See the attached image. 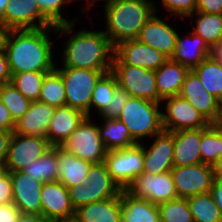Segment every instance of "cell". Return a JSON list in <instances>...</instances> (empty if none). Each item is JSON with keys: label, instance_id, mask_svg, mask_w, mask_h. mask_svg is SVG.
<instances>
[{"label": "cell", "instance_id": "25", "mask_svg": "<svg viewBox=\"0 0 222 222\" xmlns=\"http://www.w3.org/2000/svg\"><path fill=\"white\" fill-rule=\"evenodd\" d=\"M209 46L198 35L189 32L185 37L178 34L172 60L192 70L208 57Z\"/></svg>", "mask_w": 222, "mask_h": 222}, {"label": "cell", "instance_id": "52", "mask_svg": "<svg viewBox=\"0 0 222 222\" xmlns=\"http://www.w3.org/2000/svg\"><path fill=\"white\" fill-rule=\"evenodd\" d=\"M19 222H47L43 219V216L35 213H22L19 218Z\"/></svg>", "mask_w": 222, "mask_h": 222}, {"label": "cell", "instance_id": "23", "mask_svg": "<svg viewBox=\"0 0 222 222\" xmlns=\"http://www.w3.org/2000/svg\"><path fill=\"white\" fill-rule=\"evenodd\" d=\"M74 219L77 222H121L120 195L79 207L75 210Z\"/></svg>", "mask_w": 222, "mask_h": 222}, {"label": "cell", "instance_id": "34", "mask_svg": "<svg viewBox=\"0 0 222 222\" xmlns=\"http://www.w3.org/2000/svg\"><path fill=\"white\" fill-rule=\"evenodd\" d=\"M38 101L53 107L66 105L63 79L55 69L45 76Z\"/></svg>", "mask_w": 222, "mask_h": 222}, {"label": "cell", "instance_id": "40", "mask_svg": "<svg viewBox=\"0 0 222 222\" xmlns=\"http://www.w3.org/2000/svg\"><path fill=\"white\" fill-rule=\"evenodd\" d=\"M40 12L54 25H62L72 22H78L77 19L68 20L64 18L62 12L64 6L71 4L74 0H35Z\"/></svg>", "mask_w": 222, "mask_h": 222}, {"label": "cell", "instance_id": "21", "mask_svg": "<svg viewBox=\"0 0 222 222\" xmlns=\"http://www.w3.org/2000/svg\"><path fill=\"white\" fill-rule=\"evenodd\" d=\"M55 107L33 101L25 114L16 121L14 133L47 138V129L54 115Z\"/></svg>", "mask_w": 222, "mask_h": 222}, {"label": "cell", "instance_id": "12", "mask_svg": "<svg viewBox=\"0 0 222 222\" xmlns=\"http://www.w3.org/2000/svg\"><path fill=\"white\" fill-rule=\"evenodd\" d=\"M52 146L46 137L27 136L14 133L5 160V171H21L39 159Z\"/></svg>", "mask_w": 222, "mask_h": 222}, {"label": "cell", "instance_id": "51", "mask_svg": "<svg viewBox=\"0 0 222 222\" xmlns=\"http://www.w3.org/2000/svg\"><path fill=\"white\" fill-rule=\"evenodd\" d=\"M208 57L222 65V41L209 46Z\"/></svg>", "mask_w": 222, "mask_h": 222}, {"label": "cell", "instance_id": "49", "mask_svg": "<svg viewBox=\"0 0 222 222\" xmlns=\"http://www.w3.org/2000/svg\"><path fill=\"white\" fill-rule=\"evenodd\" d=\"M13 132H7L0 130V162L5 165L7 152L9 149L10 141L12 139Z\"/></svg>", "mask_w": 222, "mask_h": 222}, {"label": "cell", "instance_id": "20", "mask_svg": "<svg viewBox=\"0 0 222 222\" xmlns=\"http://www.w3.org/2000/svg\"><path fill=\"white\" fill-rule=\"evenodd\" d=\"M86 117L81 110L68 105L55 107L54 115L47 129V139L51 146H61Z\"/></svg>", "mask_w": 222, "mask_h": 222}, {"label": "cell", "instance_id": "14", "mask_svg": "<svg viewBox=\"0 0 222 222\" xmlns=\"http://www.w3.org/2000/svg\"><path fill=\"white\" fill-rule=\"evenodd\" d=\"M41 215L47 222L74 219L69 190L60 181L46 182L41 190Z\"/></svg>", "mask_w": 222, "mask_h": 222}, {"label": "cell", "instance_id": "30", "mask_svg": "<svg viewBox=\"0 0 222 222\" xmlns=\"http://www.w3.org/2000/svg\"><path fill=\"white\" fill-rule=\"evenodd\" d=\"M187 18L190 21L195 19V25L192 24L194 27L191 32L200 36L208 46L222 41V14L195 11Z\"/></svg>", "mask_w": 222, "mask_h": 222}, {"label": "cell", "instance_id": "53", "mask_svg": "<svg viewBox=\"0 0 222 222\" xmlns=\"http://www.w3.org/2000/svg\"><path fill=\"white\" fill-rule=\"evenodd\" d=\"M212 166L214 172V180L222 181V155Z\"/></svg>", "mask_w": 222, "mask_h": 222}, {"label": "cell", "instance_id": "31", "mask_svg": "<svg viewBox=\"0 0 222 222\" xmlns=\"http://www.w3.org/2000/svg\"><path fill=\"white\" fill-rule=\"evenodd\" d=\"M21 171L42 183L58 181V146H52L39 159Z\"/></svg>", "mask_w": 222, "mask_h": 222}, {"label": "cell", "instance_id": "47", "mask_svg": "<svg viewBox=\"0 0 222 222\" xmlns=\"http://www.w3.org/2000/svg\"><path fill=\"white\" fill-rule=\"evenodd\" d=\"M15 123L9 110L0 100V130L14 132Z\"/></svg>", "mask_w": 222, "mask_h": 222}, {"label": "cell", "instance_id": "35", "mask_svg": "<svg viewBox=\"0 0 222 222\" xmlns=\"http://www.w3.org/2000/svg\"><path fill=\"white\" fill-rule=\"evenodd\" d=\"M118 87L115 75L110 71L103 74L96 82L90 102V117L92 112L99 115L110 104L114 90ZM93 110H92V109Z\"/></svg>", "mask_w": 222, "mask_h": 222}, {"label": "cell", "instance_id": "27", "mask_svg": "<svg viewBox=\"0 0 222 222\" xmlns=\"http://www.w3.org/2000/svg\"><path fill=\"white\" fill-rule=\"evenodd\" d=\"M122 205L121 222H161L157 205L148 200L135 198L122 190L120 193Z\"/></svg>", "mask_w": 222, "mask_h": 222}, {"label": "cell", "instance_id": "19", "mask_svg": "<svg viewBox=\"0 0 222 222\" xmlns=\"http://www.w3.org/2000/svg\"><path fill=\"white\" fill-rule=\"evenodd\" d=\"M153 16L142 27L140 34L137 38L140 42L151 46L164 54L166 57L171 58L175 51V45L178 37V31L172 27L161 17Z\"/></svg>", "mask_w": 222, "mask_h": 222}, {"label": "cell", "instance_id": "36", "mask_svg": "<svg viewBox=\"0 0 222 222\" xmlns=\"http://www.w3.org/2000/svg\"><path fill=\"white\" fill-rule=\"evenodd\" d=\"M48 73L29 71L12 74L11 83L31 102L38 101L43 80Z\"/></svg>", "mask_w": 222, "mask_h": 222}, {"label": "cell", "instance_id": "13", "mask_svg": "<svg viewBox=\"0 0 222 222\" xmlns=\"http://www.w3.org/2000/svg\"><path fill=\"white\" fill-rule=\"evenodd\" d=\"M169 58L137 39L127 40L114 47L112 64H127L156 71Z\"/></svg>", "mask_w": 222, "mask_h": 222}, {"label": "cell", "instance_id": "55", "mask_svg": "<svg viewBox=\"0 0 222 222\" xmlns=\"http://www.w3.org/2000/svg\"><path fill=\"white\" fill-rule=\"evenodd\" d=\"M75 1H77L78 2V0H74V2ZM80 1V0H79ZM81 1H83V0H81ZM84 1H87V3L86 4H83V5H85L84 6V8H82V12L81 13H84V14H88V11L89 10H91L90 8L94 5V4H96V1H101V0H84ZM105 3L104 4H107L108 2H110L111 0H103Z\"/></svg>", "mask_w": 222, "mask_h": 222}, {"label": "cell", "instance_id": "33", "mask_svg": "<svg viewBox=\"0 0 222 222\" xmlns=\"http://www.w3.org/2000/svg\"><path fill=\"white\" fill-rule=\"evenodd\" d=\"M194 222H222V215L210 192L187 198Z\"/></svg>", "mask_w": 222, "mask_h": 222}, {"label": "cell", "instance_id": "57", "mask_svg": "<svg viewBox=\"0 0 222 222\" xmlns=\"http://www.w3.org/2000/svg\"><path fill=\"white\" fill-rule=\"evenodd\" d=\"M9 0H0V18L4 15Z\"/></svg>", "mask_w": 222, "mask_h": 222}, {"label": "cell", "instance_id": "29", "mask_svg": "<svg viewBox=\"0 0 222 222\" xmlns=\"http://www.w3.org/2000/svg\"><path fill=\"white\" fill-rule=\"evenodd\" d=\"M85 182L91 186L94 202L118 197L122 191L108 173L104 162L90 167Z\"/></svg>", "mask_w": 222, "mask_h": 222}, {"label": "cell", "instance_id": "37", "mask_svg": "<svg viewBox=\"0 0 222 222\" xmlns=\"http://www.w3.org/2000/svg\"><path fill=\"white\" fill-rule=\"evenodd\" d=\"M200 152L202 163L209 165H213L222 155V135L213 124L201 128Z\"/></svg>", "mask_w": 222, "mask_h": 222}, {"label": "cell", "instance_id": "10", "mask_svg": "<svg viewBox=\"0 0 222 222\" xmlns=\"http://www.w3.org/2000/svg\"><path fill=\"white\" fill-rule=\"evenodd\" d=\"M125 191L135 198L148 200L155 205L178 198L171 171L158 175L141 173Z\"/></svg>", "mask_w": 222, "mask_h": 222}, {"label": "cell", "instance_id": "59", "mask_svg": "<svg viewBox=\"0 0 222 222\" xmlns=\"http://www.w3.org/2000/svg\"><path fill=\"white\" fill-rule=\"evenodd\" d=\"M56 222H77L75 219L56 221Z\"/></svg>", "mask_w": 222, "mask_h": 222}, {"label": "cell", "instance_id": "7", "mask_svg": "<svg viewBox=\"0 0 222 222\" xmlns=\"http://www.w3.org/2000/svg\"><path fill=\"white\" fill-rule=\"evenodd\" d=\"M143 162V142L124 149L109 150L104 161L108 173L122 190L143 173Z\"/></svg>", "mask_w": 222, "mask_h": 222}, {"label": "cell", "instance_id": "8", "mask_svg": "<svg viewBox=\"0 0 222 222\" xmlns=\"http://www.w3.org/2000/svg\"><path fill=\"white\" fill-rule=\"evenodd\" d=\"M111 72L115 75L118 86L125 89L131 97L162 103L156 87L155 71L127 64H112Z\"/></svg>", "mask_w": 222, "mask_h": 222}, {"label": "cell", "instance_id": "32", "mask_svg": "<svg viewBox=\"0 0 222 222\" xmlns=\"http://www.w3.org/2000/svg\"><path fill=\"white\" fill-rule=\"evenodd\" d=\"M192 70L205 89L222 103V65L206 57Z\"/></svg>", "mask_w": 222, "mask_h": 222}, {"label": "cell", "instance_id": "39", "mask_svg": "<svg viewBox=\"0 0 222 222\" xmlns=\"http://www.w3.org/2000/svg\"><path fill=\"white\" fill-rule=\"evenodd\" d=\"M161 222H194L185 198H176L157 205Z\"/></svg>", "mask_w": 222, "mask_h": 222}, {"label": "cell", "instance_id": "9", "mask_svg": "<svg viewBox=\"0 0 222 222\" xmlns=\"http://www.w3.org/2000/svg\"><path fill=\"white\" fill-rule=\"evenodd\" d=\"M162 126L165 131L207 128L210 123L186 99L180 95L162 100Z\"/></svg>", "mask_w": 222, "mask_h": 222}, {"label": "cell", "instance_id": "42", "mask_svg": "<svg viewBox=\"0 0 222 222\" xmlns=\"http://www.w3.org/2000/svg\"><path fill=\"white\" fill-rule=\"evenodd\" d=\"M197 0H161V7L167 10L169 15H175L177 18L186 19L196 11Z\"/></svg>", "mask_w": 222, "mask_h": 222}, {"label": "cell", "instance_id": "18", "mask_svg": "<svg viewBox=\"0 0 222 222\" xmlns=\"http://www.w3.org/2000/svg\"><path fill=\"white\" fill-rule=\"evenodd\" d=\"M12 203L22 213L41 215V190L43 183L22 171L10 172Z\"/></svg>", "mask_w": 222, "mask_h": 222}, {"label": "cell", "instance_id": "45", "mask_svg": "<svg viewBox=\"0 0 222 222\" xmlns=\"http://www.w3.org/2000/svg\"><path fill=\"white\" fill-rule=\"evenodd\" d=\"M21 212L13 204L0 205V222H19Z\"/></svg>", "mask_w": 222, "mask_h": 222}, {"label": "cell", "instance_id": "24", "mask_svg": "<svg viewBox=\"0 0 222 222\" xmlns=\"http://www.w3.org/2000/svg\"><path fill=\"white\" fill-rule=\"evenodd\" d=\"M190 69L169 58L155 71L156 87L163 100L180 94L185 77Z\"/></svg>", "mask_w": 222, "mask_h": 222}, {"label": "cell", "instance_id": "38", "mask_svg": "<svg viewBox=\"0 0 222 222\" xmlns=\"http://www.w3.org/2000/svg\"><path fill=\"white\" fill-rule=\"evenodd\" d=\"M0 100L15 122L25 114L31 103L11 82L0 86Z\"/></svg>", "mask_w": 222, "mask_h": 222}, {"label": "cell", "instance_id": "4", "mask_svg": "<svg viewBox=\"0 0 222 222\" xmlns=\"http://www.w3.org/2000/svg\"><path fill=\"white\" fill-rule=\"evenodd\" d=\"M118 119L128 128L131 137L137 142L154 137L162 132V106L144 98L130 97ZM143 139V140H142Z\"/></svg>", "mask_w": 222, "mask_h": 222}, {"label": "cell", "instance_id": "54", "mask_svg": "<svg viewBox=\"0 0 222 222\" xmlns=\"http://www.w3.org/2000/svg\"><path fill=\"white\" fill-rule=\"evenodd\" d=\"M9 30L10 29L0 19V49L4 48Z\"/></svg>", "mask_w": 222, "mask_h": 222}, {"label": "cell", "instance_id": "5", "mask_svg": "<svg viewBox=\"0 0 222 222\" xmlns=\"http://www.w3.org/2000/svg\"><path fill=\"white\" fill-rule=\"evenodd\" d=\"M58 67L55 70L62 76L66 105L81 110L90 117V102L96 82L110 71L90 70L85 68Z\"/></svg>", "mask_w": 222, "mask_h": 222}, {"label": "cell", "instance_id": "56", "mask_svg": "<svg viewBox=\"0 0 222 222\" xmlns=\"http://www.w3.org/2000/svg\"><path fill=\"white\" fill-rule=\"evenodd\" d=\"M212 124L222 135V111L220 112V114L217 116L216 120Z\"/></svg>", "mask_w": 222, "mask_h": 222}, {"label": "cell", "instance_id": "1", "mask_svg": "<svg viewBox=\"0 0 222 222\" xmlns=\"http://www.w3.org/2000/svg\"><path fill=\"white\" fill-rule=\"evenodd\" d=\"M52 32L57 34L56 27L9 30L3 49L11 74L51 72L55 69L57 62L54 61L53 50L56 46L49 36Z\"/></svg>", "mask_w": 222, "mask_h": 222}, {"label": "cell", "instance_id": "3", "mask_svg": "<svg viewBox=\"0 0 222 222\" xmlns=\"http://www.w3.org/2000/svg\"><path fill=\"white\" fill-rule=\"evenodd\" d=\"M103 7L105 29L102 31L113 47L137 39L145 23L158 13L152 0H111Z\"/></svg>", "mask_w": 222, "mask_h": 222}, {"label": "cell", "instance_id": "41", "mask_svg": "<svg viewBox=\"0 0 222 222\" xmlns=\"http://www.w3.org/2000/svg\"><path fill=\"white\" fill-rule=\"evenodd\" d=\"M130 95L125 89L117 87L114 90L113 98L110 104L98 115V117H106L116 119L119 117L123 107L130 99Z\"/></svg>", "mask_w": 222, "mask_h": 222}, {"label": "cell", "instance_id": "43", "mask_svg": "<svg viewBox=\"0 0 222 222\" xmlns=\"http://www.w3.org/2000/svg\"><path fill=\"white\" fill-rule=\"evenodd\" d=\"M69 196L74 210L94 202L93 191L88 183L69 187Z\"/></svg>", "mask_w": 222, "mask_h": 222}, {"label": "cell", "instance_id": "22", "mask_svg": "<svg viewBox=\"0 0 222 222\" xmlns=\"http://www.w3.org/2000/svg\"><path fill=\"white\" fill-rule=\"evenodd\" d=\"M201 129L174 131V166H190L202 163L200 152Z\"/></svg>", "mask_w": 222, "mask_h": 222}, {"label": "cell", "instance_id": "16", "mask_svg": "<svg viewBox=\"0 0 222 222\" xmlns=\"http://www.w3.org/2000/svg\"><path fill=\"white\" fill-rule=\"evenodd\" d=\"M0 19L10 30L56 27L40 12L35 0H9Z\"/></svg>", "mask_w": 222, "mask_h": 222}, {"label": "cell", "instance_id": "48", "mask_svg": "<svg viewBox=\"0 0 222 222\" xmlns=\"http://www.w3.org/2000/svg\"><path fill=\"white\" fill-rule=\"evenodd\" d=\"M12 74L4 49H0V86L11 82Z\"/></svg>", "mask_w": 222, "mask_h": 222}, {"label": "cell", "instance_id": "58", "mask_svg": "<svg viewBox=\"0 0 222 222\" xmlns=\"http://www.w3.org/2000/svg\"><path fill=\"white\" fill-rule=\"evenodd\" d=\"M5 172V165L0 162V175Z\"/></svg>", "mask_w": 222, "mask_h": 222}, {"label": "cell", "instance_id": "11", "mask_svg": "<svg viewBox=\"0 0 222 222\" xmlns=\"http://www.w3.org/2000/svg\"><path fill=\"white\" fill-rule=\"evenodd\" d=\"M177 196L189 198L210 192L214 181L213 166L199 163L190 166H174L171 169Z\"/></svg>", "mask_w": 222, "mask_h": 222}, {"label": "cell", "instance_id": "46", "mask_svg": "<svg viewBox=\"0 0 222 222\" xmlns=\"http://www.w3.org/2000/svg\"><path fill=\"white\" fill-rule=\"evenodd\" d=\"M196 11L222 14V0H197Z\"/></svg>", "mask_w": 222, "mask_h": 222}, {"label": "cell", "instance_id": "44", "mask_svg": "<svg viewBox=\"0 0 222 222\" xmlns=\"http://www.w3.org/2000/svg\"><path fill=\"white\" fill-rule=\"evenodd\" d=\"M12 182L10 172L0 175V205L12 203Z\"/></svg>", "mask_w": 222, "mask_h": 222}, {"label": "cell", "instance_id": "50", "mask_svg": "<svg viewBox=\"0 0 222 222\" xmlns=\"http://www.w3.org/2000/svg\"><path fill=\"white\" fill-rule=\"evenodd\" d=\"M210 193L222 215V181L214 180L210 189Z\"/></svg>", "mask_w": 222, "mask_h": 222}, {"label": "cell", "instance_id": "28", "mask_svg": "<svg viewBox=\"0 0 222 222\" xmlns=\"http://www.w3.org/2000/svg\"><path fill=\"white\" fill-rule=\"evenodd\" d=\"M102 124H97L100 140L106 149H124L135 145L137 142L131 137L127 126L118 118L99 117Z\"/></svg>", "mask_w": 222, "mask_h": 222}, {"label": "cell", "instance_id": "17", "mask_svg": "<svg viewBox=\"0 0 222 222\" xmlns=\"http://www.w3.org/2000/svg\"><path fill=\"white\" fill-rule=\"evenodd\" d=\"M179 95L190 102L210 124L222 111V103L205 89L193 70L187 73Z\"/></svg>", "mask_w": 222, "mask_h": 222}, {"label": "cell", "instance_id": "26", "mask_svg": "<svg viewBox=\"0 0 222 222\" xmlns=\"http://www.w3.org/2000/svg\"><path fill=\"white\" fill-rule=\"evenodd\" d=\"M92 165L93 163L80 159L58 146V181L67 188L84 183Z\"/></svg>", "mask_w": 222, "mask_h": 222}, {"label": "cell", "instance_id": "15", "mask_svg": "<svg viewBox=\"0 0 222 222\" xmlns=\"http://www.w3.org/2000/svg\"><path fill=\"white\" fill-rule=\"evenodd\" d=\"M174 132L163 130L154 136L149 147L143 143V173L158 175L174 167Z\"/></svg>", "mask_w": 222, "mask_h": 222}, {"label": "cell", "instance_id": "6", "mask_svg": "<svg viewBox=\"0 0 222 222\" xmlns=\"http://www.w3.org/2000/svg\"><path fill=\"white\" fill-rule=\"evenodd\" d=\"M85 117L61 147L74 156L99 164L105 161L108 150L100 140L97 122Z\"/></svg>", "mask_w": 222, "mask_h": 222}, {"label": "cell", "instance_id": "2", "mask_svg": "<svg viewBox=\"0 0 222 222\" xmlns=\"http://www.w3.org/2000/svg\"><path fill=\"white\" fill-rule=\"evenodd\" d=\"M74 26L75 22L56 26L59 37L66 35L69 38L60 52L62 67L111 71L114 47L109 38L97 29L81 28L75 32Z\"/></svg>", "mask_w": 222, "mask_h": 222}]
</instances>
